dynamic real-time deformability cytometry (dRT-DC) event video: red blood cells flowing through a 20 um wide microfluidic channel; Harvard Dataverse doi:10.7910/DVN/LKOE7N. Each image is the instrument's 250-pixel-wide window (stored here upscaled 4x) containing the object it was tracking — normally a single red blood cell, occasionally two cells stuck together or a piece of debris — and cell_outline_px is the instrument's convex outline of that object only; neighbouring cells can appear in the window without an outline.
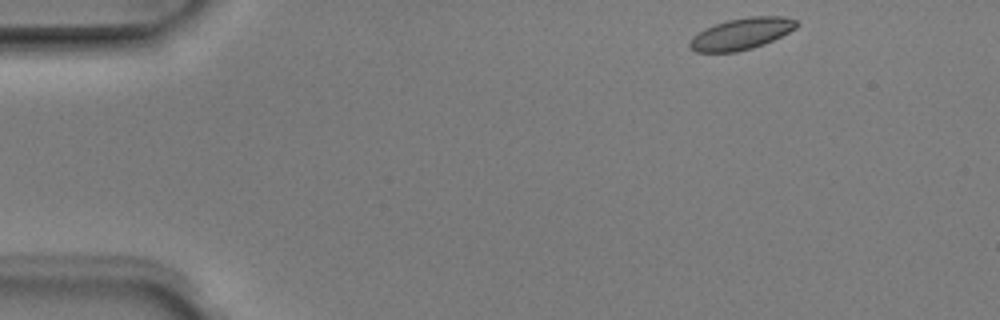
{"species": "Egyptian fruit bat (a non-hibernating species)", "species_latin": "Rousettus aegyptiacus", "temperature_condition": "room temperature", "stored_images_in_passage": 7, "camera_frame_rate_fps": 3000, "um_per_image_px": 0.085, "animal": {"sex": "male"}, "frame": {"image": 1, "passage_image": 1, "time_ms": 0.0, "image_size_px": [1000, 320], "cell_outline_px": [[800, 24], [796, 28], [764, 44], [752, 48], [736, 52], [696, 52], [688, 44], [692, 36], [704, 28], [728, 20], [748, 16], [784, 16], [796, 20]], "centroid_in_image_um": [63.02, 2.86], "position_along_channel_um": 22.0, "area_um2": 19.59}}
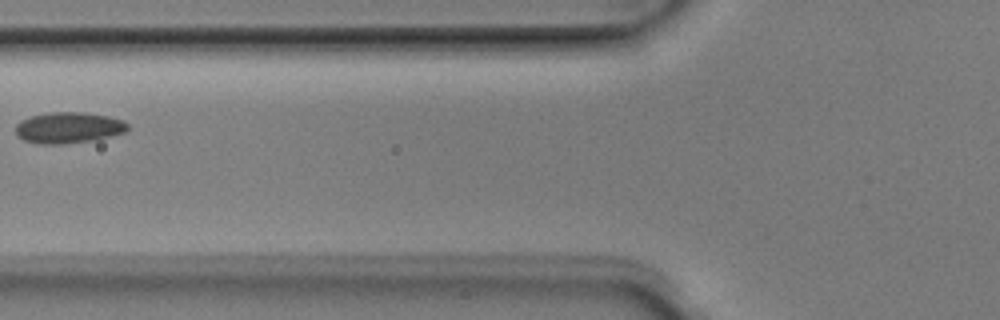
{"frame": {"image": 2, "passage_image": 5, "time_ms": 1.333, "image_size_px": [1000, 320], "cell_outline_px": [[128, 128], [124, 132], [92, 140], [64, 144], [40, 144], [24, 140], [16, 132], [16, 124], [20, 120], [32, 116], [52, 112], [84, 112], [108, 116], [124, 120], [128, 124]], "centroid_in_image_um": [5.82, 10.84], "position_along_channel_um": 120.0, "area_um2": 20.11}}
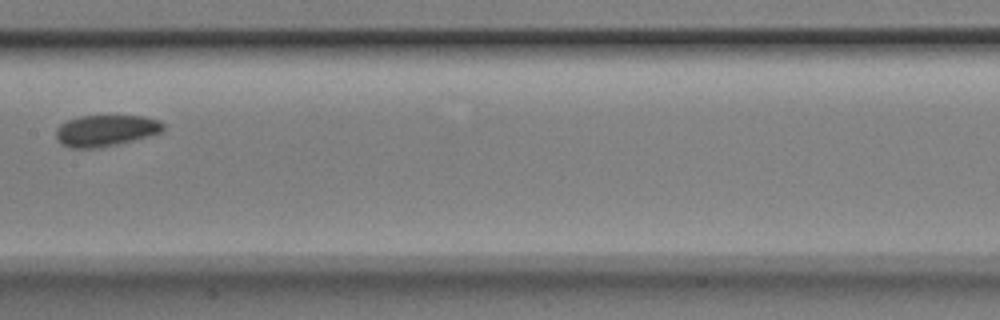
{"frame": {"image": 3, "passage_image": 7, "time_ms": 2.0, "image_size_px": [1000, 320], "cell_outline_px": [[164, 128], [160, 132], [148, 136], [100, 148], [72, 148], [60, 144], [56, 140], [56, 128], [60, 124], [68, 120], [80, 116], [144, 116], [160, 120], [164, 124]], "centroid_in_image_um": [8.95, 11.1], "position_along_channel_um": 198.4, "area_um2": 19.59}}